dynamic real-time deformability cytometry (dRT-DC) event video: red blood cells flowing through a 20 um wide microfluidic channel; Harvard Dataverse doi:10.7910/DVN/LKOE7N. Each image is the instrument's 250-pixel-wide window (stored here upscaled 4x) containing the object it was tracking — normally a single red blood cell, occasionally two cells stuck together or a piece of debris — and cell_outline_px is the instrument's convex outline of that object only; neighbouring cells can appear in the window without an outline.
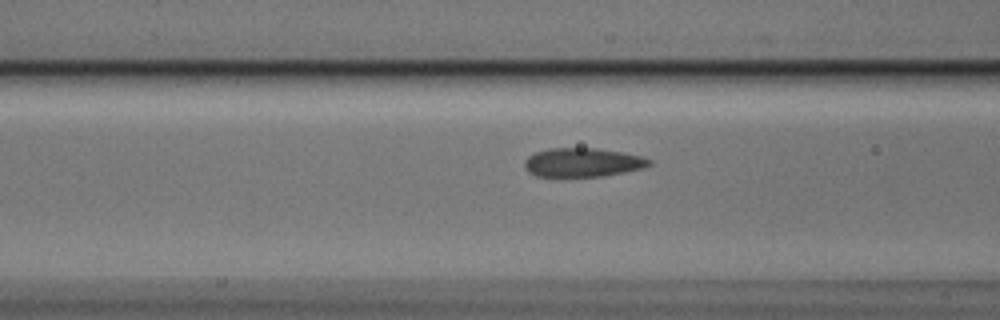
{"species": "Egyptian fruit bat (a non-hibernating species)", "species_latin": "Rousettus aegyptiacus", "temperature_condition": "cold", "stored_images_in_passage": 7, "camera_frame_rate_fps": 3000, "um_per_image_px": 0.085, "animal": {"sex": "male"}, "frame": {"image": 1, "passage_image": 7, "time_ms": 2.0, "image_size_px": [1000, 320], "cell_outline_px": [[652, 164], [644, 168], [604, 176], [536, 176], [528, 172], [524, 168], [524, 160], [528, 156], [536, 152], [548, 148], [596, 148], [624, 152], [640, 156], [652, 160]], "centroid_in_image_um": [49.52, 13.8], "position_along_channel_um": 117.1, "area_um2": 21.1}}